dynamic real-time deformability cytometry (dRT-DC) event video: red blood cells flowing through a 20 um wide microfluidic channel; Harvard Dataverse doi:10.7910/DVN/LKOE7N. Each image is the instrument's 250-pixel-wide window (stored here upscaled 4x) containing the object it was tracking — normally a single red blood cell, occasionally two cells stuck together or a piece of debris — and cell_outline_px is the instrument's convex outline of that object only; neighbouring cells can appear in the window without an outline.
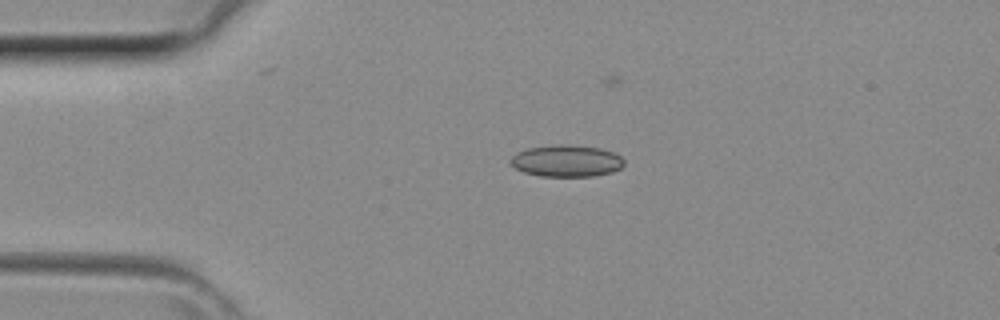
{"species": "common noctule bat (a hibernating species)", "species_latin": "Nyctalus noctula", "temperature_condition": "room temperature", "stored_images_in_passage": 34, "camera_frame_rate_fps": 3000, "um_per_image_px": 0.085, "animal": {"sex": "female", "body_mass_g": 29.2, "forearm_length_mm": 56.3}, "frame": {"image": 1, "passage_image": 1, "time_ms": 0.0, "image_size_px": [1000, 320], "cell_outline_px": [[624, 164], [620, 168], [612, 172], [592, 176], [540, 176], [524, 172], [508, 164], [508, 160], [516, 152], [528, 148], [560, 144], [568, 144], [600, 148], [612, 152], [620, 156], [624, 160]], "centroid_in_image_um": [48.11, 13.67], "position_along_channel_um": 36.9, "area_um2": 21.1}}
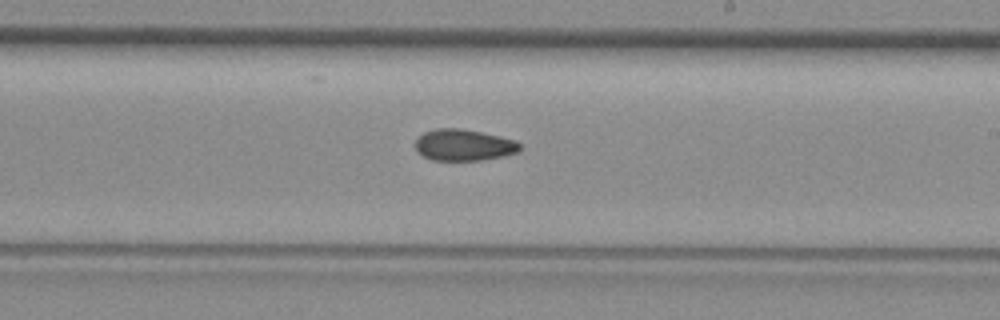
{"frame": {"image": 2, "passage_image": 16, "time_ms": 5.0, "image_size_px": [1000, 320], "cell_outline_px": [[520, 152], [480, 160], [432, 160], [416, 152], [416, 136], [424, 132], [436, 128], [460, 128], [500, 136], [516, 140], [520, 144]], "centroid_in_image_um": [39.39, 12.32], "position_along_channel_um": 249.6, "area_um2": 19.19}}
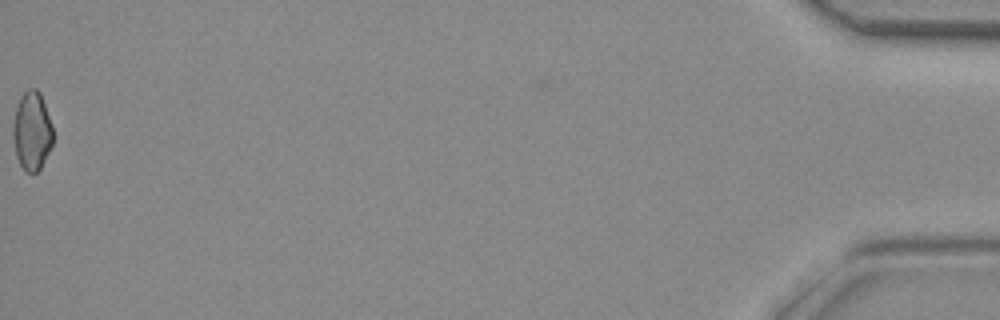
{"frame": {"image": 3, "passage_image": 34, "time_ms": 11.0, "image_size_px": [1000, 320], "cell_outline_px": [[52, 144], [40, 168], [36, 172], [28, 172], [20, 164], [16, 156], [12, 136], [12, 124], [16, 108], [20, 96], [28, 88], [36, 88], [40, 92], [52, 124]], "centroid_in_image_um": [2.69, 11.09], "position_along_channel_um": 432.5, "area_um2": 18.26}}